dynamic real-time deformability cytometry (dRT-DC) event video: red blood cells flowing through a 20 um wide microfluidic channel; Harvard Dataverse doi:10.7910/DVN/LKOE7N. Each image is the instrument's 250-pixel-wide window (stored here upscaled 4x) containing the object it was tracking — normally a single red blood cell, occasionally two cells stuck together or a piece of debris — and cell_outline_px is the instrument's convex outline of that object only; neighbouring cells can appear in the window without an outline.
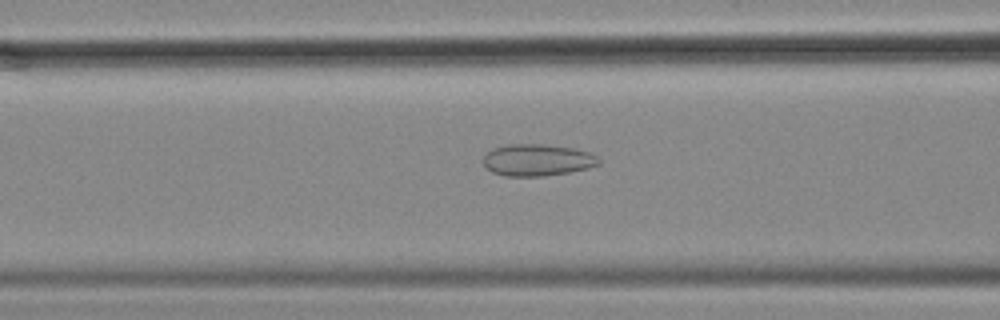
{"species": "common noctule bat (a hibernating species)", "species_latin": "Nyctalus noctula", "temperature_condition": "cold", "stored_images_in_passage": 29, "camera_frame_rate_fps": 3000, "um_per_image_px": 0.085, "animal": {"sex": "female", "body_mass_g": 18.4}, "frame": {"image": 1, "passage_image": 12, "time_ms": 3.667, "image_size_px": [1000, 320], "cell_outline_px": [[600, 164], [588, 168], [568, 172], [544, 176], [504, 176], [492, 172], [484, 164], [484, 156], [492, 148], [508, 144], [544, 144], [572, 148], [592, 152], [600, 160]], "centroid_in_image_um": [45.69, 13.6], "position_along_channel_um": 120.9, "area_um2": 21.44}}
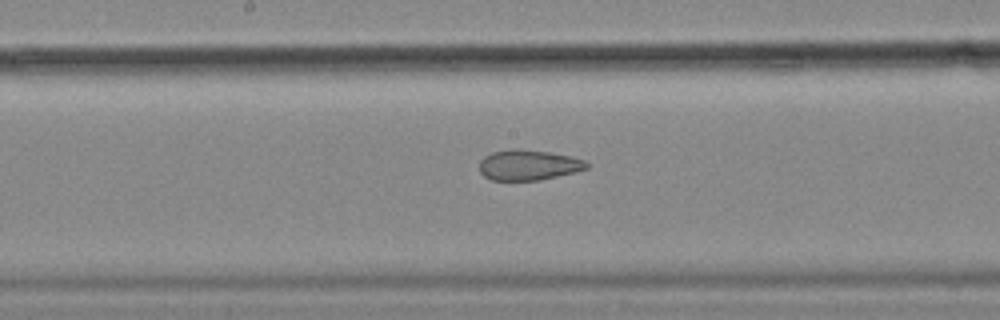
{"frame": {"image": 2, "passage_image": 19, "time_ms": 6.0, "image_size_px": [1000, 320], "cell_outline_px": [[588, 168], [540, 180], [492, 180], [484, 176], [480, 172], [480, 160], [484, 156], [492, 152], [512, 148], [516, 148], [548, 152], [572, 156], [584, 160], [588, 164]], "centroid_in_image_um": [44.88, 14.01], "position_along_channel_um": 203.3, "area_um2": 18.9}}
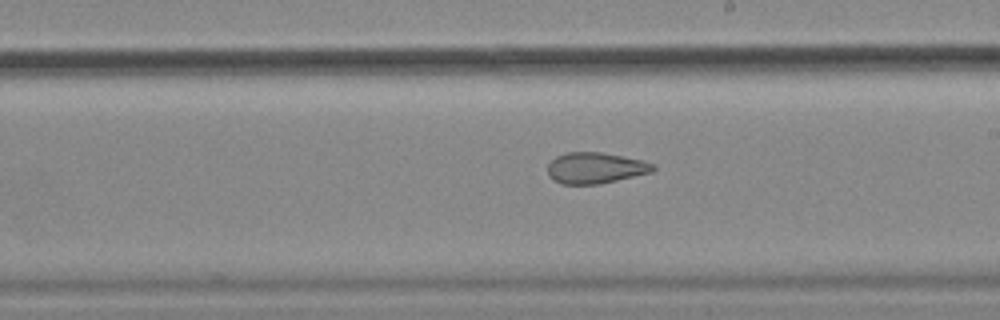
{"frame": {"image": 3, "passage_image": 22, "time_ms": 7.0, "image_size_px": [1000, 320], "cell_outline_px": [[656, 168], [652, 172], [600, 184], [560, 184], [552, 180], [548, 176], [548, 164], [556, 156], [568, 152], [600, 152], [644, 160], [656, 164]], "centroid_in_image_um": [50.61, 14.28], "position_along_channel_um": 238.4, "area_um2": 19.25}}